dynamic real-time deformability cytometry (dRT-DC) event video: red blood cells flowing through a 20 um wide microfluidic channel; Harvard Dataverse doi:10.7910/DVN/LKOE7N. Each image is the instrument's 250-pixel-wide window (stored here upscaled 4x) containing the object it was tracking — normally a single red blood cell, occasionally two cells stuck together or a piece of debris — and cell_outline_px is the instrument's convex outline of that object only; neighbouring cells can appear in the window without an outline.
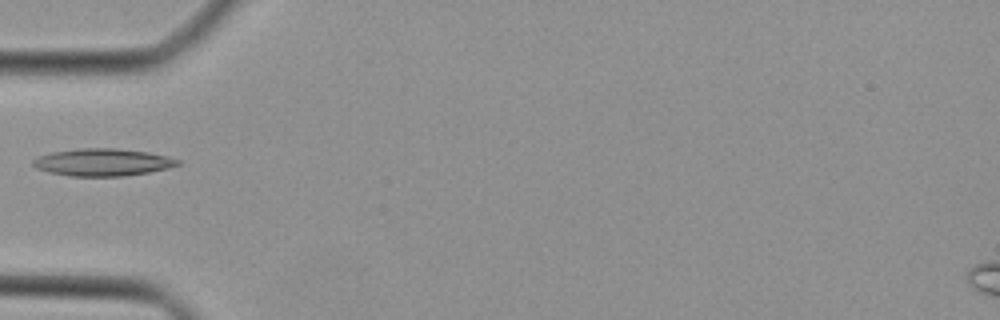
{"species": "Egyptian fruit bat (a non-hibernating species)", "species_latin": "Rousettus aegyptiacus", "temperature_condition": "cold", "stored_images_in_passage": 31, "camera_frame_rate_fps": 3000, "um_per_image_px": 0.085, "animal": {"sex": "female"}, "frame": {"image": 1, "passage_image": 1, "time_ms": 0.0, "image_size_px": [1000, 320], "cell_outline_px": [[180, 164], [168, 168], [148, 172], [124, 176], [68, 176], [48, 172], [36, 168], [32, 164], [32, 160], [36, 156], [52, 152], [80, 148], [116, 148], [148, 152], [180, 160]], "centroid_in_image_um": [8.67, 13.79], "position_along_channel_um": 76.3, "area_um2": 23.06}}
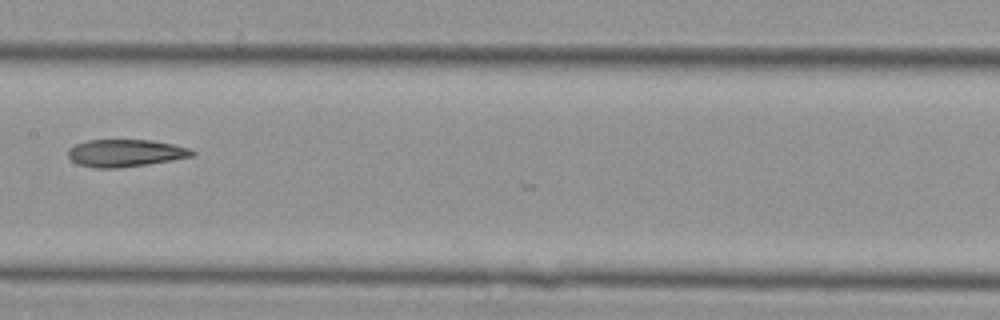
{"frame": {"image": 2, "passage_image": 9, "time_ms": 2.667, "image_size_px": [1000, 320], "cell_outline_px": [[196, 156], [148, 164], [116, 168], [92, 168], [80, 164], [72, 160], [68, 156], [68, 148], [76, 144], [88, 140], [152, 140], [172, 144], [188, 148], [196, 152]], "centroid_in_image_um": [10.67, 13.01], "position_along_channel_um": 196.7, "area_um2": 19.77}}
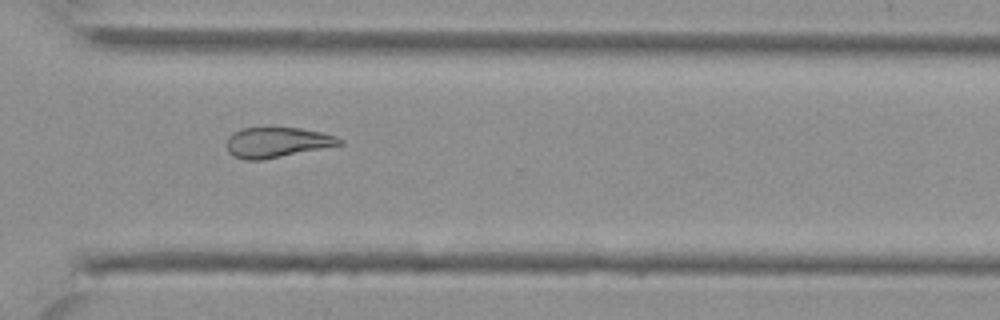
{"frame": {"image": 3, "passage_image": 19, "time_ms": 6.0, "image_size_px": [1000, 320], "cell_outline_px": [[344, 144], [260, 160], [244, 160], [232, 156], [228, 152], [228, 136], [232, 132], [240, 128], [300, 128], [320, 132], [336, 136], [344, 140]], "centroid_in_image_um": [23.53, 12.1], "position_along_channel_um": 347.1, "area_um2": 19.77}}